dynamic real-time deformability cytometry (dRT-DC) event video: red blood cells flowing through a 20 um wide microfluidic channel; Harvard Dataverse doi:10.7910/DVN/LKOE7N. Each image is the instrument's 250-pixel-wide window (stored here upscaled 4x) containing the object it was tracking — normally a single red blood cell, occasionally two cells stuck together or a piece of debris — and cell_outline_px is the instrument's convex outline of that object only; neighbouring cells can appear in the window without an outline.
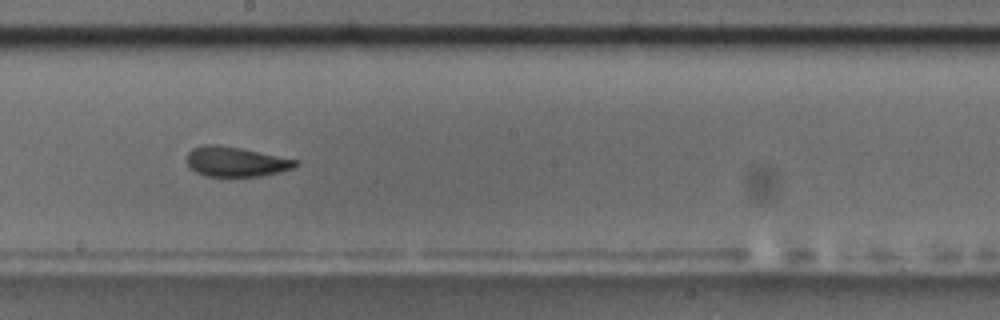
{"species": "common noctule bat (a hibernating species)", "species_latin": "Nyctalus noctula", "temperature_condition": "room temperature", "stored_images_in_passage": 44, "camera_frame_rate_fps": 3000, "um_per_image_px": 0.085, "animal": {"sex": "male", "body_mass_g": 17.5, "forearm_length_mm": 52.3}, "frame": {"image": 1, "passage_image": 19, "time_ms": 6.0, "image_size_px": [1000, 320], "cell_outline_px": [[300, 160], [292, 168], [280, 172], [260, 176], [204, 176], [196, 172], [188, 164], [188, 152], [192, 148], [200, 144], [220, 144]], "centroid_in_image_um": [20.03, 13.73], "position_along_channel_um": 228.2, "area_um2": 18.9}, "authors_computed_cell_mechanics": {"area_um2": 19.7098, "velocity_mm_per_s": 3.5767, "shape_relaxation_time_tau1_ms": null, "shape_relaxation_time_tau2_ms": 1.8491, "deformation_change_tau1": null, "deformation_change_tau2": 0.0919}}